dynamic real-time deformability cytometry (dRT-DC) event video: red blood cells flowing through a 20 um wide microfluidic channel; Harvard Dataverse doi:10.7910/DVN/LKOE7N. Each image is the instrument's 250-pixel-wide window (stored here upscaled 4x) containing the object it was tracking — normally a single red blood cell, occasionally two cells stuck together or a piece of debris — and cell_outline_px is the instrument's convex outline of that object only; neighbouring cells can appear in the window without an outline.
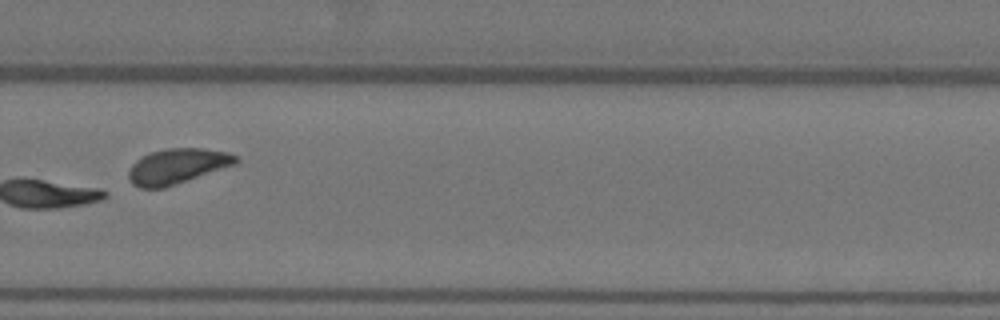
{"species": "Egyptian fruit bat (a non-hibernating species)", "species_latin": "Rousettus aegyptiacus", "temperature_condition": "warm", "stored_images_in_passage": 12, "camera_frame_rate_fps": 3000, "um_per_image_px": 0.085, "animal": {"sex": "female"}, "frame": {"image": 1, "passage_image": 9, "time_ms": 2.667, "image_size_px": [1000, 320], "cell_outline_px": [[240, 160], [236, 164], [164, 188], [140, 188], [132, 184], [128, 180], [128, 172], [132, 164], [140, 156], [152, 152], [168, 148], [200, 148], [228, 152], [236, 156]], "centroid_in_image_um": [15.04, 14.13], "position_along_channel_um": 314.8, "area_um2": 22.02}}
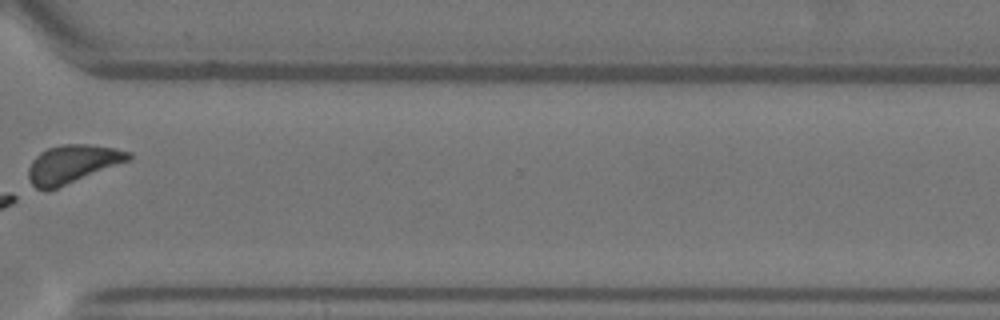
{"frame": {"image": 2, "passage_image": 10, "time_ms": 3.0, "image_size_px": [1000, 320], "cell_outline_px": [[132, 160], [56, 188], [44, 192], [28, 184], [28, 168], [32, 160], [40, 152], [48, 148], [64, 144], [88, 144], [116, 148], [132, 152]], "centroid_in_image_um": [6.15, 13.95], "position_along_channel_um": 364.4, "area_um2": 22.6}}